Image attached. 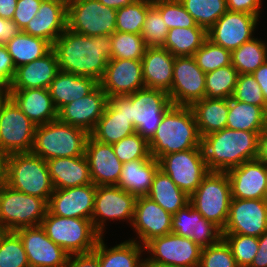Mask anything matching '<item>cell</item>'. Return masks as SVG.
Wrapping results in <instances>:
<instances>
[{"label": "cell", "instance_id": "19", "mask_svg": "<svg viewBox=\"0 0 267 267\" xmlns=\"http://www.w3.org/2000/svg\"><path fill=\"white\" fill-rule=\"evenodd\" d=\"M99 85L108 98L145 88L141 60L110 59Z\"/></svg>", "mask_w": 267, "mask_h": 267}, {"label": "cell", "instance_id": "34", "mask_svg": "<svg viewBox=\"0 0 267 267\" xmlns=\"http://www.w3.org/2000/svg\"><path fill=\"white\" fill-rule=\"evenodd\" d=\"M202 137L226 128L229 99L203 98L191 106Z\"/></svg>", "mask_w": 267, "mask_h": 267}, {"label": "cell", "instance_id": "59", "mask_svg": "<svg viewBox=\"0 0 267 267\" xmlns=\"http://www.w3.org/2000/svg\"><path fill=\"white\" fill-rule=\"evenodd\" d=\"M259 250L250 267H267V231L258 237Z\"/></svg>", "mask_w": 267, "mask_h": 267}, {"label": "cell", "instance_id": "33", "mask_svg": "<svg viewBox=\"0 0 267 267\" xmlns=\"http://www.w3.org/2000/svg\"><path fill=\"white\" fill-rule=\"evenodd\" d=\"M101 237L93 252L98 256L100 267H144L142 252L145 247L131 239L108 248ZM141 258V260H140Z\"/></svg>", "mask_w": 267, "mask_h": 267}, {"label": "cell", "instance_id": "61", "mask_svg": "<svg viewBox=\"0 0 267 267\" xmlns=\"http://www.w3.org/2000/svg\"><path fill=\"white\" fill-rule=\"evenodd\" d=\"M257 160L267 164V125L258 135Z\"/></svg>", "mask_w": 267, "mask_h": 267}, {"label": "cell", "instance_id": "44", "mask_svg": "<svg viewBox=\"0 0 267 267\" xmlns=\"http://www.w3.org/2000/svg\"><path fill=\"white\" fill-rule=\"evenodd\" d=\"M111 59L141 60L147 45L139 34L115 32L111 35Z\"/></svg>", "mask_w": 267, "mask_h": 267}, {"label": "cell", "instance_id": "1", "mask_svg": "<svg viewBox=\"0 0 267 267\" xmlns=\"http://www.w3.org/2000/svg\"><path fill=\"white\" fill-rule=\"evenodd\" d=\"M59 71L100 82L111 59V35L89 37L66 29L52 44Z\"/></svg>", "mask_w": 267, "mask_h": 267}, {"label": "cell", "instance_id": "35", "mask_svg": "<svg viewBox=\"0 0 267 267\" xmlns=\"http://www.w3.org/2000/svg\"><path fill=\"white\" fill-rule=\"evenodd\" d=\"M146 196L172 216L189 204L190 199V196L182 191L161 169L156 172Z\"/></svg>", "mask_w": 267, "mask_h": 267}, {"label": "cell", "instance_id": "25", "mask_svg": "<svg viewBox=\"0 0 267 267\" xmlns=\"http://www.w3.org/2000/svg\"><path fill=\"white\" fill-rule=\"evenodd\" d=\"M226 173L232 198L263 199L267 187V164L255 159L231 168Z\"/></svg>", "mask_w": 267, "mask_h": 267}, {"label": "cell", "instance_id": "14", "mask_svg": "<svg viewBox=\"0 0 267 267\" xmlns=\"http://www.w3.org/2000/svg\"><path fill=\"white\" fill-rule=\"evenodd\" d=\"M137 197L116 185L96 186L91 221L103 237L107 220H127L132 224Z\"/></svg>", "mask_w": 267, "mask_h": 267}, {"label": "cell", "instance_id": "5", "mask_svg": "<svg viewBox=\"0 0 267 267\" xmlns=\"http://www.w3.org/2000/svg\"><path fill=\"white\" fill-rule=\"evenodd\" d=\"M7 185L12 189L45 199L54 192L46 160L32 152L7 155Z\"/></svg>", "mask_w": 267, "mask_h": 267}, {"label": "cell", "instance_id": "24", "mask_svg": "<svg viewBox=\"0 0 267 267\" xmlns=\"http://www.w3.org/2000/svg\"><path fill=\"white\" fill-rule=\"evenodd\" d=\"M171 233L191 238L201 248L216 244L222 238V230L190 203L172 216Z\"/></svg>", "mask_w": 267, "mask_h": 267}, {"label": "cell", "instance_id": "42", "mask_svg": "<svg viewBox=\"0 0 267 267\" xmlns=\"http://www.w3.org/2000/svg\"><path fill=\"white\" fill-rule=\"evenodd\" d=\"M238 78L237 70L231 65L206 73L205 97L229 99L233 96Z\"/></svg>", "mask_w": 267, "mask_h": 267}, {"label": "cell", "instance_id": "11", "mask_svg": "<svg viewBox=\"0 0 267 267\" xmlns=\"http://www.w3.org/2000/svg\"><path fill=\"white\" fill-rule=\"evenodd\" d=\"M167 92L143 88L130 94V119L136 132L149 141L172 106Z\"/></svg>", "mask_w": 267, "mask_h": 267}, {"label": "cell", "instance_id": "60", "mask_svg": "<svg viewBox=\"0 0 267 267\" xmlns=\"http://www.w3.org/2000/svg\"><path fill=\"white\" fill-rule=\"evenodd\" d=\"M252 75L259 84L263 97L267 102V61L255 70Z\"/></svg>", "mask_w": 267, "mask_h": 267}, {"label": "cell", "instance_id": "29", "mask_svg": "<svg viewBox=\"0 0 267 267\" xmlns=\"http://www.w3.org/2000/svg\"><path fill=\"white\" fill-rule=\"evenodd\" d=\"M9 91L10 98L36 126L58 119V111L48 89L36 88Z\"/></svg>", "mask_w": 267, "mask_h": 267}, {"label": "cell", "instance_id": "64", "mask_svg": "<svg viewBox=\"0 0 267 267\" xmlns=\"http://www.w3.org/2000/svg\"><path fill=\"white\" fill-rule=\"evenodd\" d=\"M98 1L107 7L118 10L119 8L135 3L139 0H98Z\"/></svg>", "mask_w": 267, "mask_h": 267}, {"label": "cell", "instance_id": "13", "mask_svg": "<svg viewBox=\"0 0 267 267\" xmlns=\"http://www.w3.org/2000/svg\"><path fill=\"white\" fill-rule=\"evenodd\" d=\"M36 125L10 98L0 113V153L31 152Z\"/></svg>", "mask_w": 267, "mask_h": 267}, {"label": "cell", "instance_id": "66", "mask_svg": "<svg viewBox=\"0 0 267 267\" xmlns=\"http://www.w3.org/2000/svg\"><path fill=\"white\" fill-rule=\"evenodd\" d=\"M44 1H52L56 3H61L64 6L68 7L74 0H44Z\"/></svg>", "mask_w": 267, "mask_h": 267}, {"label": "cell", "instance_id": "46", "mask_svg": "<svg viewBox=\"0 0 267 267\" xmlns=\"http://www.w3.org/2000/svg\"><path fill=\"white\" fill-rule=\"evenodd\" d=\"M197 66L204 72H210L221 67L231 65V51L214 44L208 38L194 53Z\"/></svg>", "mask_w": 267, "mask_h": 267}, {"label": "cell", "instance_id": "56", "mask_svg": "<svg viewBox=\"0 0 267 267\" xmlns=\"http://www.w3.org/2000/svg\"><path fill=\"white\" fill-rule=\"evenodd\" d=\"M66 267H100L98 256L92 251L69 256Z\"/></svg>", "mask_w": 267, "mask_h": 267}, {"label": "cell", "instance_id": "32", "mask_svg": "<svg viewBox=\"0 0 267 267\" xmlns=\"http://www.w3.org/2000/svg\"><path fill=\"white\" fill-rule=\"evenodd\" d=\"M98 85L99 82L91 77L59 71L48 90L59 111L63 106L91 93Z\"/></svg>", "mask_w": 267, "mask_h": 267}, {"label": "cell", "instance_id": "2", "mask_svg": "<svg viewBox=\"0 0 267 267\" xmlns=\"http://www.w3.org/2000/svg\"><path fill=\"white\" fill-rule=\"evenodd\" d=\"M201 147L209 171L227 172L257 158L258 134L224 128L202 137Z\"/></svg>", "mask_w": 267, "mask_h": 267}, {"label": "cell", "instance_id": "18", "mask_svg": "<svg viewBox=\"0 0 267 267\" xmlns=\"http://www.w3.org/2000/svg\"><path fill=\"white\" fill-rule=\"evenodd\" d=\"M260 17L248 13L227 11L207 31L214 44L233 51L254 38L252 36Z\"/></svg>", "mask_w": 267, "mask_h": 267}, {"label": "cell", "instance_id": "69", "mask_svg": "<svg viewBox=\"0 0 267 267\" xmlns=\"http://www.w3.org/2000/svg\"><path fill=\"white\" fill-rule=\"evenodd\" d=\"M4 232H5L4 230H1V229H0V236H1Z\"/></svg>", "mask_w": 267, "mask_h": 267}, {"label": "cell", "instance_id": "26", "mask_svg": "<svg viewBox=\"0 0 267 267\" xmlns=\"http://www.w3.org/2000/svg\"><path fill=\"white\" fill-rule=\"evenodd\" d=\"M58 72L57 58L51 50L45 56L17 67L9 90L48 89Z\"/></svg>", "mask_w": 267, "mask_h": 267}, {"label": "cell", "instance_id": "4", "mask_svg": "<svg viewBox=\"0 0 267 267\" xmlns=\"http://www.w3.org/2000/svg\"><path fill=\"white\" fill-rule=\"evenodd\" d=\"M89 133L58 119L35 128L32 153L44 160L85 155Z\"/></svg>", "mask_w": 267, "mask_h": 267}, {"label": "cell", "instance_id": "16", "mask_svg": "<svg viewBox=\"0 0 267 267\" xmlns=\"http://www.w3.org/2000/svg\"><path fill=\"white\" fill-rule=\"evenodd\" d=\"M267 231V204L263 199L231 198L229 216L222 234L260 237Z\"/></svg>", "mask_w": 267, "mask_h": 267}, {"label": "cell", "instance_id": "51", "mask_svg": "<svg viewBox=\"0 0 267 267\" xmlns=\"http://www.w3.org/2000/svg\"><path fill=\"white\" fill-rule=\"evenodd\" d=\"M232 97L240 102L260 106L267 112V102L263 97L259 84L252 74H238Z\"/></svg>", "mask_w": 267, "mask_h": 267}, {"label": "cell", "instance_id": "65", "mask_svg": "<svg viewBox=\"0 0 267 267\" xmlns=\"http://www.w3.org/2000/svg\"><path fill=\"white\" fill-rule=\"evenodd\" d=\"M10 99L9 88L0 85V113L5 103Z\"/></svg>", "mask_w": 267, "mask_h": 267}, {"label": "cell", "instance_id": "10", "mask_svg": "<svg viewBox=\"0 0 267 267\" xmlns=\"http://www.w3.org/2000/svg\"><path fill=\"white\" fill-rule=\"evenodd\" d=\"M160 169L188 196H191L210 172L202 147L166 154L159 160Z\"/></svg>", "mask_w": 267, "mask_h": 267}, {"label": "cell", "instance_id": "37", "mask_svg": "<svg viewBox=\"0 0 267 267\" xmlns=\"http://www.w3.org/2000/svg\"><path fill=\"white\" fill-rule=\"evenodd\" d=\"M136 132L131 120L118 113L108 103L90 135L99 142L114 144Z\"/></svg>", "mask_w": 267, "mask_h": 267}, {"label": "cell", "instance_id": "57", "mask_svg": "<svg viewBox=\"0 0 267 267\" xmlns=\"http://www.w3.org/2000/svg\"><path fill=\"white\" fill-rule=\"evenodd\" d=\"M21 30L12 20H6L0 17V44L5 45Z\"/></svg>", "mask_w": 267, "mask_h": 267}, {"label": "cell", "instance_id": "28", "mask_svg": "<svg viewBox=\"0 0 267 267\" xmlns=\"http://www.w3.org/2000/svg\"><path fill=\"white\" fill-rule=\"evenodd\" d=\"M67 29V7L61 3L42 1L38 13L22 30L53 44Z\"/></svg>", "mask_w": 267, "mask_h": 267}, {"label": "cell", "instance_id": "7", "mask_svg": "<svg viewBox=\"0 0 267 267\" xmlns=\"http://www.w3.org/2000/svg\"><path fill=\"white\" fill-rule=\"evenodd\" d=\"M231 198L227 173L210 171L190 196L189 203L206 220L223 230L228 220Z\"/></svg>", "mask_w": 267, "mask_h": 267}, {"label": "cell", "instance_id": "40", "mask_svg": "<svg viewBox=\"0 0 267 267\" xmlns=\"http://www.w3.org/2000/svg\"><path fill=\"white\" fill-rule=\"evenodd\" d=\"M267 43L253 38L231 51V63L238 74H252L267 61Z\"/></svg>", "mask_w": 267, "mask_h": 267}, {"label": "cell", "instance_id": "21", "mask_svg": "<svg viewBox=\"0 0 267 267\" xmlns=\"http://www.w3.org/2000/svg\"><path fill=\"white\" fill-rule=\"evenodd\" d=\"M96 185L54 189L48 201V211L60 217L92 219Z\"/></svg>", "mask_w": 267, "mask_h": 267}, {"label": "cell", "instance_id": "67", "mask_svg": "<svg viewBox=\"0 0 267 267\" xmlns=\"http://www.w3.org/2000/svg\"><path fill=\"white\" fill-rule=\"evenodd\" d=\"M144 267H175V266L156 264V263H144Z\"/></svg>", "mask_w": 267, "mask_h": 267}, {"label": "cell", "instance_id": "47", "mask_svg": "<svg viewBox=\"0 0 267 267\" xmlns=\"http://www.w3.org/2000/svg\"><path fill=\"white\" fill-rule=\"evenodd\" d=\"M168 30L172 28L199 27L179 0H152Z\"/></svg>", "mask_w": 267, "mask_h": 267}, {"label": "cell", "instance_id": "8", "mask_svg": "<svg viewBox=\"0 0 267 267\" xmlns=\"http://www.w3.org/2000/svg\"><path fill=\"white\" fill-rule=\"evenodd\" d=\"M48 212V202L37 196L24 194L6 185L0 191V229L40 226Z\"/></svg>", "mask_w": 267, "mask_h": 267}, {"label": "cell", "instance_id": "39", "mask_svg": "<svg viewBox=\"0 0 267 267\" xmlns=\"http://www.w3.org/2000/svg\"><path fill=\"white\" fill-rule=\"evenodd\" d=\"M207 38V31L202 27L172 28L163 48L174 57L193 56Z\"/></svg>", "mask_w": 267, "mask_h": 267}, {"label": "cell", "instance_id": "54", "mask_svg": "<svg viewBox=\"0 0 267 267\" xmlns=\"http://www.w3.org/2000/svg\"><path fill=\"white\" fill-rule=\"evenodd\" d=\"M15 66L6 47L0 44V85L9 88L15 74Z\"/></svg>", "mask_w": 267, "mask_h": 267}, {"label": "cell", "instance_id": "27", "mask_svg": "<svg viewBox=\"0 0 267 267\" xmlns=\"http://www.w3.org/2000/svg\"><path fill=\"white\" fill-rule=\"evenodd\" d=\"M141 62L145 88L169 93L175 57L163 47H147Z\"/></svg>", "mask_w": 267, "mask_h": 267}, {"label": "cell", "instance_id": "12", "mask_svg": "<svg viewBox=\"0 0 267 267\" xmlns=\"http://www.w3.org/2000/svg\"><path fill=\"white\" fill-rule=\"evenodd\" d=\"M144 247L151 254L144 263L199 267L202 248L191 238L169 233L152 239Z\"/></svg>", "mask_w": 267, "mask_h": 267}, {"label": "cell", "instance_id": "23", "mask_svg": "<svg viewBox=\"0 0 267 267\" xmlns=\"http://www.w3.org/2000/svg\"><path fill=\"white\" fill-rule=\"evenodd\" d=\"M85 156L89 164L90 178L94 185H117L123 163L116 156L111 144L99 142L89 135Z\"/></svg>", "mask_w": 267, "mask_h": 267}, {"label": "cell", "instance_id": "50", "mask_svg": "<svg viewBox=\"0 0 267 267\" xmlns=\"http://www.w3.org/2000/svg\"><path fill=\"white\" fill-rule=\"evenodd\" d=\"M167 25L160 12L152 6L146 14L141 36L147 47H163L168 34Z\"/></svg>", "mask_w": 267, "mask_h": 267}, {"label": "cell", "instance_id": "30", "mask_svg": "<svg viewBox=\"0 0 267 267\" xmlns=\"http://www.w3.org/2000/svg\"><path fill=\"white\" fill-rule=\"evenodd\" d=\"M46 162L54 189L79 187L92 183L85 155L54 158Z\"/></svg>", "mask_w": 267, "mask_h": 267}, {"label": "cell", "instance_id": "36", "mask_svg": "<svg viewBox=\"0 0 267 267\" xmlns=\"http://www.w3.org/2000/svg\"><path fill=\"white\" fill-rule=\"evenodd\" d=\"M267 125V112L260 106L229 98L226 128L259 133Z\"/></svg>", "mask_w": 267, "mask_h": 267}, {"label": "cell", "instance_id": "41", "mask_svg": "<svg viewBox=\"0 0 267 267\" xmlns=\"http://www.w3.org/2000/svg\"><path fill=\"white\" fill-rule=\"evenodd\" d=\"M199 27L208 31L228 11L226 0H179Z\"/></svg>", "mask_w": 267, "mask_h": 267}, {"label": "cell", "instance_id": "55", "mask_svg": "<svg viewBox=\"0 0 267 267\" xmlns=\"http://www.w3.org/2000/svg\"><path fill=\"white\" fill-rule=\"evenodd\" d=\"M229 11L260 16L261 0H226Z\"/></svg>", "mask_w": 267, "mask_h": 267}, {"label": "cell", "instance_id": "45", "mask_svg": "<svg viewBox=\"0 0 267 267\" xmlns=\"http://www.w3.org/2000/svg\"><path fill=\"white\" fill-rule=\"evenodd\" d=\"M0 267H30L21 238L15 231L0 236Z\"/></svg>", "mask_w": 267, "mask_h": 267}, {"label": "cell", "instance_id": "9", "mask_svg": "<svg viewBox=\"0 0 267 267\" xmlns=\"http://www.w3.org/2000/svg\"><path fill=\"white\" fill-rule=\"evenodd\" d=\"M117 10L98 0H74L67 7V28L89 37L116 32Z\"/></svg>", "mask_w": 267, "mask_h": 267}, {"label": "cell", "instance_id": "43", "mask_svg": "<svg viewBox=\"0 0 267 267\" xmlns=\"http://www.w3.org/2000/svg\"><path fill=\"white\" fill-rule=\"evenodd\" d=\"M152 0H139L119 8L116 12V31L141 35Z\"/></svg>", "mask_w": 267, "mask_h": 267}, {"label": "cell", "instance_id": "63", "mask_svg": "<svg viewBox=\"0 0 267 267\" xmlns=\"http://www.w3.org/2000/svg\"><path fill=\"white\" fill-rule=\"evenodd\" d=\"M7 155L0 153V191L7 185Z\"/></svg>", "mask_w": 267, "mask_h": 267}, {"label": "cell", "instance_id": "58", "mask_svg": "<svg viewBox=\"0 0 267 267\" xmlns=\"http://www.w3.org/2000/svg\"><path fill=\"white\" fill-rule=\"evenodd\" d=\"M108 104L118 113L124 115L128 120L130 119V95L115 96L108 98Z\"/></svg>", "mask_w": 267, "mask_h": 267}, {"label": "cell", "instance_id": "38", "mask_svg": "<svg viewBox=\"0 0 267 267\" xmlns=\"http://www.w3.org/2000/svg\"><path fill=\"white\" fill-rule=\"evenodd\" d=\"M15 68L39 59L52 50V44L43 38L19 32L4 45Z\"/></svg>", "mask_w": 267, "mask_h": 267}, {"label": "cell", "instance_id": "20", "mask_svg": "<svg viewBox=\"0 0 267 267\" xmlns=\"http://www.w3.org/2000/svg\"><path fill=\"white\" fill-rule=\"evenodd\" d=\"M172 215L147 196L137 197L132 227L145 246L154 238L171 233Z\"/></svg>", "mask_w": 267, "mask_h": 267}, {"label": "cell", "instance_id": "52", "mask_svg": "<svg viewBox=\"0 0 267 267\" xmlns=\"http://www.w3.org/2000/svg\"><path fill=\"white\" fill-rule=\"evenodd\" d=\"M199 267H239L226 241L202 248Z\"/></svg>", "mask_w": 267, "mask_h": 267}, {"label": "cell", "instance_id": "53", "mask_svg": "<svg viewBox=\"0 0 267 267\" xmlns=\"http://www.w3.org/2000/svg\"><path fill=\"white\" fill-rule=\"evenodd\" d=\"M43 0H18L12 21L22 31L38 13Z\"/></svg>", "mask_w": 267, "mask_h": 267}, {"label": "cell", "instance_id": "31", "mask_svg": "<svg viewBox=\"0 0 267 267\" xmlns=\"http://www.w3.org/2000/svg\"><path fill=\"white\" fill-rule=\"evenodd\" d=\"M159 169V161L152 156L125 162L116 186L136 197L146 196Z\"/></svg>", "mask_w": 267, "mask_h": 267}, {"label": "cell", "instance_id": "48", "mask_svg": "<svg viewBox=\"0 0 267 267\" xmlns=\"http://www.w3.org/2000/svg\"><path fill=\"white\" fill-rule=\"evenodd\" d=\"M239 267H250L259 250L258 237L242 234H222Z\"/></svg>", "mask_w": 267, "mask_h": 267}, {"label": "cell", "instance_id": "22", "mask_svg": "<svg viewBox=\"0 0 267 267\" xmlns=\"http://www.w3.org/2000/svg\"><path fill=\"white\" fill-rule=\"evenodd\" d=\"M108 103L107 94L98 85L88 95L74 100L58 111V120L86 130H94Z\"/></svg>", "mask_w": 267, "mask_h": 267}, {"label": "cell", "instance_id": "6", "mask_svg": "<svg viewBox=\"0 0 267 267\" xmlns=\"http://www.w3.org/2000/svg\"><path fill=\"white\" fill-rule=\"evenodd\" d=\"M41 227L69 255L92 252L102 237L89 219L60 217L49 211L42 219Z\"/></svg>", "mask_w": 267, "mask_h": 267}, {"label": "cell", "instance_id": "3", "mask_svg": "<svg viewBox=\"0 0 267 267\" xmlns=\"http://www.w3.org/2000/svg\"><path fill=\"white\" fill-rule=\"evenodd\" d=\"M201 141L192 108L172 105L148 144L150 155L159 160L166 154L201 147Z\"/></svg>", "mask_w": 267, "mask_h": 267}, {"label": "cell", "instance_id": "15", "mask_svg": "<svg viewBox=\"0 0 267 267\" xmlns=\"http://www.w3.org/2000/svg\"><path fill=\"white\" fill-rule=\"evenodd\" d=\"M206 73L193 56L175 57L169 99L173 105L191 107L205 98Z\"/></svg>", "mask_w": 267, "mask_h": 267}, {"label": "cell", "instance_id": "17", "mask_svg": "<svg viewBox=\"0 0 267 267\" xmlns=\"http://www.w3.org/2000/svg\"><path fill=\"white\" fill-rule=\"evenodd\" d=\"M15 232L21 238L30 267H66L70 255L46 235L41 225Z\"/></svg>", "mask_w": 267, "mask_h": 267}, {"label": "cell", "instance_id": "49", "mask_svg": "<svg viewBox=\"0 0 267 267\" xmlns=\"http://www.w3.org/2000/svg\"><path fill=\"white\" fill-rule=\"evenodd\" d=\"M114 152L122 162H129L151 157L148 141L139 133L124 137L119 142L112 144Z\"/></svg>", "mask_w": 267, "mask_h": 267}, {"label": "cell", "instance_id": "68", "mask_svg": "<svg viewBox=\"0 0 267 267\" xmlns=\"http://www.w3.org/2000/svg\"><path fill=\"white\" fill-rule=\"evenodd\" d=\"M263 200L267 204V187H266V190H265V193H264V196H263Z\"/></svg>", "mask_w": 267, "mask_h": 267}, {"label": "cell", "instance_id": "62", "mask_svg": "<svg viewBox=\"0 0 267 267\" xmlns=\"http://www.w3.org/2000/svg\"><path fill=\"white\" fill-rule=\"evenodd\" d=\"M18 0H0V17L12 20Z\"/></svg>", "mask_w": 267, "mask_h": 267}]
</instances>
